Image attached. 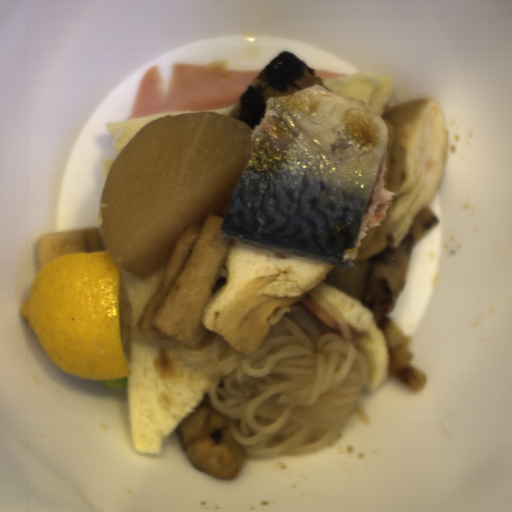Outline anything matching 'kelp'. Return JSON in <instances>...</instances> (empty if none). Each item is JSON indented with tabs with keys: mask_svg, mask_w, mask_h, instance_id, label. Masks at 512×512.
<instances>
[{
	"mask_svg": "<svg viewBox=\"0 0 512 512\" xmlns=\"http://www.w3.org/2000/svg\"><path fill=\"white\" fill-rule=\"evenodd\" d=\"M314 85L326 88L314 68L292 51H283L252 80L227 116L241 120L253 132L270 97L292 95Z\"/></svg>",
	"mask_w": 512,
	"mask_h": 512,
	"instance_id": "99668d17",
	"label": "kelp"
}]
</instances>
